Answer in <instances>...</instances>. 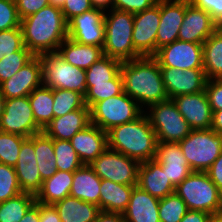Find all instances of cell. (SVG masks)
<instances>
[{
	"label": "cell",
	"instance_id": "1",
	"mask_svg": "<svg viewBox=\"0 0 222 222\" xmlns=\"http://www.w3.org/2000/svg\"><path fill=\"white\" fill-rule=\"evenodd\" d=\"M24 46L34 55L57 52L68 37V22L60 7L48 5L21 19Z\"/></svg>",
	"mask_w": 222,
	"mask_h": 222
},
{
	"label": "cell",
	"instance_id": "2",
	"mask_svg": "<svg viewBox=\"0 0 222 222\" xmlns=\"http://www.w3.org/2000/svg\"><path fill=\"white\" fill-rule=\"evenodd\" d=\"M120 72L124 92L140 107L169 99L162 80L160 66L153 56H143L122 62ZM143 104V105H142Z\"/></svg>",
	"mask_w": 222,
	"mask_h": 222
},
{
	"label": "cell",
	"instance_id": "3",
	"mask_svg": "<svg viewBox=\"0 0 222 222\" xmlns=\"http://www.w3.org/2000/svg\"><path fill=\"white\" fill-rule=\"evenodd\" d=\"M108 149L122 153L139 163L154 160L157 136L146 114L107 131Z\"/></svg>",
	"mask_w": 222,
	"mask_h": 222
},
{
	"label": "cell",
	"instance_id": "4",
	"mask_svg": "<svg viewBox=\"0 0 222 222\" xmlns=\"http://www.w3.org/2000/svg\"><path fill=\"white\" fill-rule=\"evenodd\" d=\"M110 10V16L104 15V55L121 62L141 57L135 51L132 40L134 14L114 8Z\"/></svg>",
	"mask_w": 222,
	"mask_h": 222
},
{
	"label": "cell",
	"instance_id": "5",
	"mask_svg": "<svg viewBox=\"0 0 222 222\" xmlns=\"http://www.w3.org/2000/svg\"><path fill=\"white\" fill-rule=\"evenodd\" d=\"M175 192L186 203L188 210L211 215L222 213V193L206 172L193 171L175 187Z\"/></svg>",
	"mask_w": 222,
	"mask_h": 222
},
{
	"label": "cell",
	"instance_id": "6",
	"mask_svg": "<svg viewBox=\"0 0 222 222\" xmlns=\"http://www.w3.org/2000/svg\"><path fill=\"white\" fill-rule=\"evenodd\" d=\"M179 145L191 170L206 172L222 152V134L213 129L191 130Z\"/></svg>",
	"mask_w": 222,
	"mask_h": 222
},
{
	"label": "cell",
	"instance_id": "7",
	"mask_svg": "<svg viewBox=\"0 0 222 222\" xmlns=\"http://www.w3.org/2000/svg\"><path fill=\"white\" fill-rule=\"evenodd\" d=\"M43 86L86 93V71L66 62L58 52L42 53Z\"/></svg>",
	"mask_w": 222,
	"mask_h": 222
},
{
	"label": "cell",
	"instance_id": "8",
	"mask_svg": "<svg viewBox=\"0 0 222 222\" xmlns=\"http://www.w3.org/2000/svg\"><path fill=\"white\" fill-rule=\"evenodd\" d=\"M125 92L99 101L90 107L91 123L103 131L136 120L144 112Z\"/></svg>",
	"mask_w": 222,
	"mask_h": 222
},
{
	"label": "cell",
	"instance_id": "9",
	"mask_svg": "<svg viewBox=\"0 0 222 222\" xmlns=\"http://www.w3.org/2000/svg\"><path fill=\"white\" fill-rule=\"evenodd\" d=\"M147 117L158 142L179 143L191 132L188 122L180 114L173 99L152 104Z\"/></svg>",
	"mask_w": 222,
	"mask_h": 222
},
{
	"label": "cell",
	"instance_id": "10",
	"mask_svg": "<svg viewBox=\"0 0 222 222\" xmlns=\"http://www.w3.org/2000/svg\"><path fill=\"white\" fill-rule=\"evenodd\" d=\"M139 165L138 161L122 153L106 149L89 166L101 180L137 186Z\"/></svg>",
	"mask_w": 222,
	"mask_h": 222
},
{
	"label": "cell",
	"instance_id": "11",
	"mask_svg": "<svg viewBox=\"0 0 222 222\" xmlns=\"http://www.w3.org/2000/svg\"><path fill=\"white\" fill-rule=\"evenodd\" d=\"M42 130L34 119L28 96L6 99L0 131L29 138Z\"/></svg>",
	"mask_w": 222,
	"mask_h": 222
},
{
	"label": "cell",
	"instance_id": "12",
	"mask_svg": "<svg viewBox=\"0 0 222 222\" xmlns=\"http://www.w3.org/2000/svg\"><path fill=\"white\" fill-rule=\"evenodd\" d=\"M153 57L160 67L182 70L203 68V44L177 39L158 49Z\"/></svg>",
	"mask_w": 222,
	"mask_h": 222
},
{
	"label": "cell",
	"instance_id": "13",
	"mask_svg": "<svg viewBox=\"0 0 222 222\" xmlns=\"http://www.w3.org/2000/svg\"><path fill=\"white\" fill-rule=\"evenodd\" d=\"M105 10L92 8L68 22V38L84 45L103 47Z\"/></svg>",
	"mask_w": 222,
	"mask_h": 222
},
{
	"label": "cell",
	"instance_id": "14",
	"mask_svg": "<svg viewBox=\"0 0 222 222\" xmlns=\"http://www.w3.org/2000/svg\"><path fill=\"white\" fill-rule=\"evenodd\" d=\"M160 22V2L134 14L132 40L135 51L141 56L156 54V35Z\"/></svg>",
	"mask_w": 222,
	"mask_h": 222
},
{
	"label": "cell",
	"instance_id": "15",
	"mask_svg": "<svg viewBox=\"0 0 222 222\" xmlns=\"http://www.w3.org/2000/svg\"><path fill=\"white\" fill-rule=\"evenodd\" d=\"M160 71L169 99L205 90L208 79L203 68L182 70L160 67Z\"/></svg>",
	"mask_w": 222,
	"mask_h": 222
},
{
	"label": "cell",
	"instance_id": "16",
	"mask_svg": "<svg viewBox=\"0 0 222 222\" xmlns=\"http://www.w3.org/2000/svg\"><path fill=\"white\" fill-rule=\"evenodd\" d=\"M43 85L42 63L40 56H34L19 71L0 84V91L5 99L29 96Z\"/></svg>",
	"mask_w": 222,
	"mask_h": 222
},
{
	"label": "cell",
	"instance_id": "17",
	"mask_svg": "<svg viewBox=\"0 0 222 222\" xmlns=\"http://www.w3.org/2000/svg\"><path fill=\"white\" fill-rule=\"evenodd\" d=\"M218 28L219 25L207 11L186 0L185 16L179 29L178 40L203 44Z\"/></svg>",
	"mask_w": 222,
	"mask_h": 222
},
{
	"label": "cell",
	"instance_id": "18",
	"mask_svg": "<svg viewBox=\"0 0 222 222\" xmlns=\"http://www.w3.org/2000/svg\"><path fill=\"white\" fill-rule=\"evenodd\" d=\"M173 101L192 130L211 129L213 112L205 90L179 95Z\"/></svg>",
	"mask_w": 222,
	"mask_h": 222
},
{
	"label": "cell",
	"instance_id": "19",
	"mask_svg": "<svg viewBox=\"0 0 222 222\" xmlns=\"http://www.w3.org/2000/svg\"><path fill=\"white\" fill-rule=\"evenodd\" d=\"M21 192L36 195L40 192L43 181L38 169L34 150V135L27 138L20 148L19 157L14 166Z\"/></svg>",
	"mask_w": 222,
	"mask_h": 222
},
{
	"label": "cell",
	"instance_id": "20",
	"mask_svg": "<svg viewBox=\"0 0 222 222\" xmlns=\"http://www.w3.org/2000/svg\"><path fill=\"white\" fill-rule=\"evenodd\" d=\"M160 0V22L156 35V52L178 39L186 10V0Z\"/></svg>",
	"mask_w": 222,
	"mask_h": 222
},
{
	"label": "cell",
	"instance_id": "21",
	"mask_svg": "<svg viewBox=\"0 0 222 222\" xmlns=\"http://www.w3.org/2000/svg\"><path fill=\"white\" fill-rule=\"evenodd\" d=\"M155 160L175 187L193 172L179 143L158 142Z\"/></svg>",
	"mask_w": 222,
	"mask_h": 222
},
{
	"label": "cell",
	"instance_id": "22",
	"mask_svg": "<svg viewBox=\"0 0 222 222\" xmlns=\"http://www.w3.org/2000/svg\"><path fill=\"white\" fill-rule=\"evenodd\" d=\"M70 142L84 165H90L108 149L107 132L92 123L77 132Z\"/></svg>",
	"mask_w": 222,
	"mask_h": 222
},
{
	"label": "cell",
	"instance_id": "23",
	"mask_svg": "<svg viewBox=\"0 0 222 222\" xmlns=\"http://www.w3.org/2000/svg\"><path fill=\"white\" fill-rule=\"evenodd\" d=\"M137 185L158 199L175 192V186L155 159L140 163Z\"/></svg>",
	"mask_w": 222,
	"mask_h": 222
},
{
	"label": "cell",
	"instance_id": "24",
	"mask_svg": "<svg viewBox=\"0 0 222 222\" xmlns=\"http://www.w3.org/2000/svg\"><path fill=\"white\" fill-rule=\"evenodd\" d=\"M90 124V108H81L53 118L42 131L53 140H70Z\"/></svg>",
	"mask_w": 222,
	"mask_h": 222
},
{
	"label": "cell",
	"instance_id": "25",
	"mask_svg": "<svg viewBox=\"0 0 222 222\" xmlns=\"http://www.w3.org/2000/svg\"><path fill=\"white\" fill-rule=\"evenodd\" d=\"M159 201L138 185L133 187L128 206L123 213L125 222H160Z\"/></svg>",
	"mask_w": 222,
	"mask_h": 222
},
{
	"label": "cell",
	"instance_id": "26",
	"mask_svg": "<svg viewBox=\"0 0 222 222\" xmlns=\"http://www.w3.org/2000/svg\"><path fill=\"white\" fill-rule=\"evenodd\" d=\"M57 52L69 64L84 70L104 56L103 47L80 44L68 37Z\"/></svg>",
	"mask_w": 222,
	"mask_h": 222
},
{
	"label": "cell",
	"instance_id": "27",
	"mask_svg": "<svg viewBox=\"0 0 222 222\" xmlns=\"http://www.w3.org/2000/svg\"><path fill=\"white\" fill-rule=\"evenodd\" d=\"M101 179L89 165L73 173L70 196L99 206Z\"/></svg>",
	"mask_w": 222,
	"mask_h": 222
},
{
	"label": "cell",
	"instance_id": "28",
	"mask_svg": "<svg viewBox=\"0 0 222 222\" xmlns=\"http://www.w3.org/2000/svg\"><path fill=\"white\" fill-rule=\"evenodd\" d=\"M134 186L101 180L99 208L101 211L123 214L128 206Z\"/></svg>",
	"mask_w": 222,
	"mask_h": 222
},
{
	"label": "cell",
	"instance_id": "29",
	"mask_svg": "<svg viewBox=\"0 0 222 222\" xmlns=\"http://www.w3.org/2000/svg\"><path fill=\"white\" fill-rule=\"evenodd\" d=\"M61 222H94L101 212L99 206L67 196L53 204Z\"/></svg>",
	"mask_w": 222,
	"mask_h": 222
},
{
	"label": "cell",
	"instance_id": "30",
	"mask_svg": "<svg viewBox=\"0 0 222 222\" xmlns=\"http://www.w3.org/2000/svg\"><path fill=\"white\" fill-rule=\"evenodd\" d=\"M73 182V172L60 171L43 181L40 192L36 195V202L53 205L65 197L70 196Z\"/></svg>",
	"mask_w": 222,
	"mask_h": 222
},
{
	"label": "cell",
	"instance_id": "31",
	"mask_svg": "<svg viewBox=\"0 0 222 222\" xmlns=\"http://www.w3.org/2000/svg\"><path fill=\"white\" fill-rule=\"evenodd\" d=\"M203 69L208 80L222 79V25L203 43Z\"/></svg>",
	"mask_w": 222,
	"mask_h": 222
},
{
	"label": "cell",
	"instance_id": "32",
	"mask_svg": "<svg viewBox=\"0 0 222 222\" xmlns=\"http://www.w3.org/2000/svg\"><path fill=\"white\" fill-rule=\"evenodd\" d=\"M34 150L41 180L51 178L57 172L53 139L43 131L34 134Z\"/></svg>",
	"mask_w": 222,
	"mask_h": 222
},
{
	"label": "cell",
	"instance_id": "33",
	"mask_svg": "<svg viewBox=\"0 0 222 222\" xmlns=\"http://www.w3.org/2000/svg\"><path fill=\"white\" fill-rule=\"evenodd\" d=\"M36 123L44 129L53 119V89L40 86L28 96Z\"/></svg>",
	"mask_w": 222,
	"mask_h": 222
},
{
	"label": "cell",
	"instance_id": "34",
	"mask_svg": "<svg viewBox=\"0 0 222 222\" xmlns=\"http://www.w3.org/2000/svg\"><path fill=\"white\" fill-rule=\"evenodd\" d=\"M121 64V61L104 55L85 70L86 87L108 83L120 72Z\"/></svg>",
	"mask_w": 222,
	"mask_h": 222
},
{
	"label": "cell",
	"instance_id": "35",
	"mask_svg": "<svg viewBox=\"0 0 222 222\" xmlns=\"http://www.w3.org/2000/svg\"><path fill=\"white\" fill-rule=\"evenodd\" d=\"M35 203L34 195L23 192L0 203V222H19Z\"/></svg>",
	"mask_w": 222,
	"mask_h": 222
},
{
	"label": "cell",
	"instance_id": "36",
	"mask_svg": "<svg viewBox=\"0 0 222 222\" xmlns=\"http://www.w3.org/2000/svg\"><path fill=\"white\" fill-rule=\"evenodd\" d=\"M53 118L64 116L81 108H88L84 95L71 90L53 89Z\"/></svg>",
	"mask_w": 222,
	"mask_h": 222
},
{
	"label": "cell",
	"instance_id": "37",
	"mask_svg": "<svg viewBox=\"0 0 222 222\" xmlns=\"http://www.w3.org/2000/svg\"><path fill=\"white\" fill-rule=\"evenodd\" d=\"M123 92V78L121 72H119L112 80L108 81V83L94 84L92 87H86V93L84 95L85 104L90 108L99 101Z\"/></svg>",
	"mask_w": 222,
	"mask_h": 222
},
{
	"label": "cell",
	"instance_id": "38",
	"mask_svg": "<svg viewBox=\"0 0 222 222\" xmlns=\"http://www.w3.org/2000/svg\"><path fill=\"white\" fill-rule=\"evenodd\" d=\"M57 170L75 172L84 164L72 147L70 140H53Z\"/></svg>",
	"mask_w": 222,
	"mask_h": 222
},
{
	"label": "cell",
	"instance_id": "39",
	"mask_svg": "<svg viewBox=\"0 0 222 222\" xmlns=\"http://www.w3.org/2000/svg\"><path fill=\"white\" fill-rule=\"evenodd\" d=\"M188 211L186 203L173 192L159 201L160 222H180Z\"/></svg>",
	"mask_w": 222,
	"mask_h": 222
},
{
	"label": "cell",
	"instance_id": "40",
	"mask_svg": "<svg viewBox=\"0 0 222 222\" xmlns=\"http://www.w3.org/2000/svg\"><path fill=\"white\" fill-rule=\"evenodd\" d=\"M26 139V137L0 131V163L14 167L17 163L22 143Z\"/></svg>",
	"mask_w": 222,
	"mask_h": 222
},
{
	"label": "cell",
	"instance_id": "41",
	"mask_svg": "<svg viewBox=\"0 0 222 222\" xmlns=\"http://www.w3.org/2000/svg\"><path fill=\"white\" fill-rule=\"evenodd\" d=\"M34 55L24 46L0 60V84L19 71Z\"/></svg>",
	"mask_w": 222,
	"mask_h": 222
},
{
	"label": "cell",
	"instance_id": "42",
	"mask_svg": "<svg viewBox=\"0 0 222 222\" xmlns=\"http://www.w3.org/2000/svg\"><path fill=\"white\" fill-rule=\"evenodd\" d=\"M21 193V187L15 172L10 165L0 163V203Z\"/></svg>",
	"mask_w": 222,
	"mask_h": 222
},
{
	"label": "cell",
	"instance_id": "43",
	"mask_svg": "<svg viewBox=\"0 0 222 222\" xmlns=\"http://www.w3.org/2000/svg\"><path fill=\"white\" fill-rule=\"evenodd\" d=\"M23 47V36L20 27L0 31V60L4 56L20 51Z\"/></svg>",
	"mask_w": 222,
	"mask_h": 222
},
{
	"label": "cell",
	"instance_id": "44",
	"mask_svg": "<svg viewBox=\"0 0 222 222\" xmlns=\"http://www.w3.org/2000/svg\"><path fill=\"white\" fill-rule=\"evenodd\" d=\"M15 0H0V31L20 27Z\"/></svg>",
	"mask_w": 222,
	"mask_h": 222
},
{
	"label": "cell",
	"instance_id": "45",
	"mask_svg": "<svg viewBox=\"0 0 222 222\" xmlns=\"http://www.w3.org/2000/svg\"><path fill=\"white\" fill-rule=\"evenodd\" d=\"M159 2L160 0H113V8L135 14L149 9Z\"/></svg>",
	"mask_w": 222,
	"mask_h": 222
},
{
	"label": "cell",
	"instance_id": "46",
	"mask_svg": "<svg viewBox=\"0 0 222 222\" xmlns=\"http://www.w3.org/2000/svg\"><path fill=\"white\" fill-rule=\"evenodd\" d=\"M205 92L212 112L222 110V79L207 80Z\"/></svg>",
	"mask_w": 222,
	"mask_h": 222
},
{
	"label": "cell",
	"instance_id": "47",
	"mask_svg": "<svg viewBox=\"0 0 222 222\" xmlns=\"http://www.w3.org/2000/svg\"><path fill=\"white\" fill-rule=\"evenodd\" d=\"M92 8L89 0H65L61 10L66 21L69 22L75 16L81 15Z\"/></svg>",
	"mask_w": 222,
	"mask_h": 222
},
{
	"label": "cell",
	"instance_id": "48",
	"mask_svg": "<svg viewBox=\"0 0 222 222\" xmlns=\"http://www.w3.org/2000/svg\"><path fill=\"white\" fill-rule=\"evenodd\" d=\"M194 6L207 11L212 19L222 25V0H189Z\"/></svg>",
	"mask_w": 222,
	"mask_h": 222
},
{
	"label": "cell",
	"instance_id": "49",
	"mask_svg": "<svg viewBox=\"0 0 222 222\" xmlns=\"http://www.w3.org/2000/svg\"><path fill=\"white\" fill-rule=\"evenodd\" d=\"M20 19L38 12L40 9L50 5L49 0H15Z\"/></svg>",
	"mask_w": 222,
	"mask_h": 222
},
{
	"label": "cell",
	"instance_id": "50",
	"mask_svg": "<svg viewBox=\"0 0 222 222\" xmlns=\"http://www.w3.org/2000/svg\"><path fill=\"white\" fill-rule=\"evenodd\" d=\"M206 173L211 181L217 186L218 190L222 193V152Z\"/></svg>",
	"mask_w": 222,
	"mask_h": 222
},
{
	"label": "cell",
	"instance_id": "51",
	"mask_svg": "<svg viewBox=\"0 0 222 222\" xmlns=\"http://www.w3.org/2000/svg\"><path fill=\"white\" fill-rule=\"evenodd\" d=\"M39 222H61L53 205L39 203Z\"/></svg>",
	"mask_w": 222,
	"mask_h": 222
},
{
	"label": "cell",
	"instance_id": "52",
	"mask_svg": "<svg viewBox=\"0 0 222 222\" xmlns=\"http://www.w3.org/2000/svg\"><path fill=\"white\" fill-rule=\"evenodd\" d=\"M210 216L204 211L188 210L180 222H207Z\"/></svg>",
	"mask_w": 222,
	"mask_h": 222
},
{
	"label": "cell",
	"instance_id": "53",
	"mask_svg": "<svg viewBox=\"0 0 222 222\" xmlns=\"http://www.w3.org/2000/svg\"><path fill=\"white\" fill-rule=\"evenodd\" d=\"M94 222H125L123 214L101 211Z\"/></svg>",
	"mask_w": 222,
	"mask_h": 222
},
{
	"label": "cell",
	"instance_id": "54",
	"mask_svg": "<svg viewBox=\"0 0 222 222\" xmlns=\"http://www.w3.org/2000/svg\"><path fill=\"white\" fill-rule=\"evenodd\" d=\"M19 222H39V202H36Z\"/></svg>",
	"mask_w": 222,
	"mask_h": 222
},
{
	"label": "cell",
	"instance_id": "55",
	"mask_svg": "<svg viewBox=\"0 0 222 222\" xmlns=\"http://www.w3.org/2000/svg\"><path fill=\"white\" fill-rule=\"evenodd\" d=\"M211 129L222 134V110L213 112Z\"/></svg>",
	"mask_w": 222,
	"mask_h": 222
},
{
	"label": "cell",
	"instance_id": "56",
	"mask_svg": "<svg viewBox=\"0 0 222 222\" xmlns=\"http://www.w3.org/2000/svg\"><path fill=\"white\" fill-rule=\"evenodd\" d=\"M93 8L101 9L106 11V8H113V0H89Z\"/></svg>",
	"mask_w": 222,
	"mask_h": 222
},
{
	"label": "cell",
	"instance_id": "57",
	"mask_svg": "<svg viewBox=\"0 0 222 222\" xmlns=\"http://www.w3.org/2000/svg\"><path fill=\"white\" fill-rule=\"evenodd\" d=\"M207 222H222V213L211 215Z\"/></svg>",
	"mask_w": 222,
	"mask_h": 222
},
{
	"label": "cell",
	"instance_id": "58",
	"mask_svg": "<svg viewBox=\"0 0 222 222\" xmlns=\"http://www.w3.org/2000/svg\"><path fill=\"white\" fill-rule=\"evenodd\" d=\"M5 101H6L5 97L2 95L0 91V119L4 113Z\"/></svg>",
	"mask_w": 222,
	"mask_h": 222
},
{
	"label": "cell",
	"instance_id": "59",
	"mask_svg": "<svg viewBox=\"0 0 222 222\" xmlns=\"http://www.w3.org/2000/svg\"><path fill=\"white\" fill-rule=\"evenodd\" d=\"M65 0H49L50 5L57 6V7H62L64 4Z\"/></svg>",
	"mask_w": 222,
	"mask_h": 222
}]
</instances>
